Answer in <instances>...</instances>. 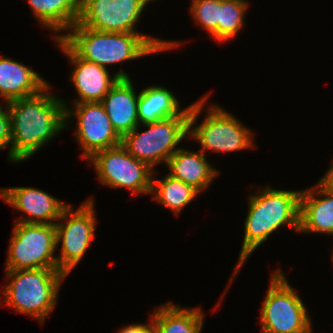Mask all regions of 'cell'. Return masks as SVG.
<instances>
[{"mask_svg": "<svg viewBox=\"0 0 333 333\" xmlns=\"http://www.w3.org/2000/svg\"><path fill=\"white\" fill-rule=\"evenodd\" d=\"M148 130L139 133V125L126 134L121 144L134 158L152 169L160 162L167 163L178 150L177 145L189 135V116H175L143 124Z\"/></svg>", "mask_w": 333, "mask_h": 333, "instance_id": "obj_7", "label": "cell"}, {"mask_svg": "<svg viewBox=\"0 0 333 333\" xmlns=\"http://www.w3.org/2000/svg\"><path fill=\"white\" fill-rule=\"evenodd\" d=\"M6 275L11 281L2 289L3 303L44 323L66 275L51 268L6 270Z\"/></svg>", "mask_w": 333, "mask_h": 333, "instance_id": "obj_4", "label": "cell"}, {"mask_svg": "<svg viewBox=\"0 0 333 333\" xmlns=\"http://www.w3.org/2000/svg\"><path fill=\"white\" fill-rule=\"evenodd\" d=\"M13 229L6 270L58 269L55 224L15 222Z\"/></svg>", "mask_w": 333, "mask_h": 333, "instance_id": "obj_8", "label": "cell"}, {"mask_svg": "<svg viewBox=\"0 0 333 333\" xmlns=\"http://www.w3.org/2000/svg\"><path fill=\"white\" fill-rule=\"evenodd\" d=\"M178 102L174 94L165 87H147L139 93L137 109L139 125L175 116H189L190 106L180 110Z\"/></svg>", "mask_w": 333, "mask_h": 333, "instance_id": "obj_19", "label": "cell"}, {"mask_svg": "<svg viewBox=\"0 0 333 333\" xmlns=\"http://www.w3.org/2000/svg\"><path fill=\"white\" fill-rule=\"evenodd\" d=\"M326 191L333 194V163L329 170L324 174L321 180L318 182Z\"/></svg>", "mask_w": 333, "mask_h": 333, "instance_id": "obj_27", "label": "cell"}, {"mask_svg": "<svg viewBox=\"0 0 333 333\" xmlns=\"http://www.w3.org/2000/svg\"><path fill=\"white\" fill-rule=\"evenodd\" d=\"M244 0H221L218 22V41L225 42L237 36L244 26V15L248 9Z\"/></svg>", "mask_w": 333, "mask_h": 333, "instance_id": "obj_23", "label": "cell"}, {"mask_svg": "<svg viewBox=\"0 0 333 333\" xmlns=\"http://www.w3.org/2000/svg\"><path fill=\"white\" fill-rule=\"evenodd\" d=\"M87 0H75V2L81 6L82 4H84Z\"/></svg>", "mask_w": 333, "mask_h": 333, "instance_id": "obj_28", "label": "cell"}, {"mask_svg": "<svg viewBox=\"0 0 333 333\" xmlns=\"http://www.w3.org/2000/svg\"><path fill=\"white\" fill-rule=\"evenodd\" d=\"M71 33L59 39L76 57L105 67L167 51L180 46L177 41L154 39L139 33L102 32L83 27L79 22L68 28ZM60 35V36H59Z\"/></svg>", "mask_w": 333, "mask_h": 333, "instance_id": "obj_2", "label": "cell"}, {"mask_svg": "<svg viewBox=\"0 0 333 333\" xmlns=\"http://www.w3.org/2000/svg\"><path fill=\"white\" fill-rule=\"evenodd\" d=\"M33 14L42 26L62 32L74 26L80 17L75 0H28Z\"/></svg>", "mask_w": 333, "mask_h": 333, "instance_id": "obj_21", "label": "cell"}, {"mask_svg": "<svg viewBox=\"0 0 333 333\" xmlns=\"http://www.w3.org/2000/svg\"><path fill=\"white\" fill-rule=\"evenodd\" d=\"M87 161L94 165L103 184L128 188L134 195L151 193L153 169L131 156L122 144L98 151Z\"/></svg>", "mask_w": 333, "mask_h": 333, "instance_id": "obj_9", "label": "cell"}, {"mask_svg": "<svg viewBox=\"0 0 333 333\" xmlns=\"http://www.w3.org/2000/svg\"><path fill=\"white\" fill-rule=\"evenodd\" d=\"M300 195L301 190L285 191L270 187L249 197L242 248L230 284L247 257L280 226L287 225L299 231Z\"/></svg>", "mask_w": 333, "mask_h": 333, "instance_id": "obj_3", "label": "cell"}, {"mask_svg": "<svg viewBox=\"0 0 333 333\" xmlns=\"http://www.w3.org/2000/svg\"><path fill=\"white\" fill-rule=\"evenodd\" d=\"M204 97L190 105L188 135L200 143L203 153L206 150L224 153L255 147L251 130L220 106H210L204 121L194 127L208 95Z\"/></svg>", "mask_w": 333, "mask_h": 333, "instance_id": "obj_5", "label": "cell"}, {"mask_svg": "<svg viewBox=\"0 0 333 333\" xmlns=\"http://www.w3.org/2000/svg\"><path fill=\"white\" fill-rule=\"evenodd\" d=\"M270 282L261 308V333H311L310 316L282 271L276 270Z\"/></svg>", "mask_w": 333, "mask_h": 333, "instance_id": "obj_6", "label": "cell"}, {"mask_svg": "<svg viewBox=\"0 0 333 333\" xmlns=\"http://www.w3.org/2000/svg\"><path fill=\"white\" fill-rule=\"evenodd\" d=\"M154 178H152L151 189V194L154 193L153 199L171 209L174 213L183 210L200 193L193 186L169 174L162 180L157 178L155 180Z\"/></svg>", "mask_w": 333, "mask_h": 333, "instance_id": "obj_22", "label": "cell"}, {"mask_svg": "<svg viewBox=\"0 0 333 333\" xmlns=\"http://www.w3.org/2000/svg\"><path fill=\"white\" fill-rule=\"evenodd\" d=\"M93 203L90 198L75 211L68 204L59 218L60 221L66 219V222L55 224L57 246L62 242L61 255L57 257L58 269L66 276L82 259L95 236Z\"/></svg>", "mask_w": 333, "mask_h": 333, "instance_id": "obj_10", "label": "cell"}, {"mask_svg": "<svg viewBox=\"0 0 333 333\" xmlns=\"http://www.w3.org/2000/svg\"><path fill=\"white\" fill-rule=\"evenodd\" d=\"M150 324H129L127 326L122 327L119 331V333H153L151 328V322Z\"/></svg>", "mask_w": 333, "mask_h": 333, "instance_id": "obj_26", "label": "cell"}, {"mask_svg": "<svg viewBox=\"0 0 333 333\" xmlns=\"http://www.w3.org/2000/svg\"><path fill=\"white\" fill-rule=\"evenodd\" d=\"M65 126L68 118L76 115V139L83 149L82 156L90 159L96 152L121 144L122 138L116 133L101 102L75 104V111L65 104ZM73 112V113H72ZM71 116V117H70Z\"/></svg>", "mask_w": 333, "mask_h": 333, "instance_id": "obj_11", "label": "cell"}, {"mask_svg": "<svg viewBox=\"0 0 333 333\" xmlns=\"http://www.w3.org/2000/svg\"><path fill=\"white\" fill-rule=\"evenodd\" d=\"M150 1L155 0H87L78 22L102 32L137 33V20Z\"/></svg>", "mask_w": 333, "mask_h": 333, "instance_id": "obj_12", "label": "cell"}, {"mask_svg": "<svg viewBox=\"0 0 333 333\" xmlns=\"http://www.w3.org/2000/svg\"><path fill=\"white\" fill-rule=\"evenodd\" d=\"M191 13L195 21L218 40L221 0H192Z\"/></svg>", "mask_w": 333, "mask_h": 333, "instance_id": "obj_24", "label": "cell"}, {"mask_svg": "<svg viewBox=\"0 0 333 333\" xmlns=\"http://www.w3.org/2000/svg\"><path fill=\"white\" fill-rule=\"evenodd\" d=\"M48 84L26 65L9 58H0V95L4 101L34 96Z\"/></svg>", "mask_w": 333, "mask_h": 333, "instance_id": "obj_17", "label": "cell"}, {"mask_svg": "<svg viewBox=\"0 0 333 333\" xmlns=\"http://www.w3.org/2000/svg\"><path fill=\"white\" fill-rule=\"evenodd\" d=\"M11 145V118L9 111L0 104V150Z\"/></svg>", "mask_w": 333, "mask_h": 333, "instance_id": "obj_25", "label": "cell"}, {"mask_svg": "<svg viewBox=\"0 0 333 333\" xmlns=\"http://www.w3.org/2000/svg\"><path fill=\"white\" fill-rule=\"evenodd\" d=\"M206 160L202 151L198 153L178 148L168 159L166 165L170 170L169 175L201 192L206 190L214 177L220 173Z\"/></svg>", "mask_w": 333, "mask_h": 333, "instance_id": "obj_18", "label": "cell"}, {"mask_svg": "<svg viewBox=\"0 0 333 333\" xmlns=\"http://www.w3.org/2000/svg\"><path fill=\"white\" fill-rule=\"evenodd\" d=\"M130 78H119L104 96L106 114L116 133L123 138L139 125L138 98Z\"/></svg>", "mask_w": 333, "mask_h": 333, "instance_id": "obj_15", "label": "cell"}, {"mask_svg": "<svg viewBox=\"0 0 333 333\" xmlns=\"http://www.w3.org/2000/svg\"><path fill=\"white\" fill-rule=\"evenodd\" d=\"M0 197L27 214V218L19 219L17 223L56 224L68 206L45 191L32 187L0 188Z\"/></svg>", "mask_w": 333, "mask_h": 333, "instance_id": "obj_13", "label": "cell"}, {"mask_svg": "<svg viewBox=\"0 0 333 333\" xmlns=\"http://www.w3.org/2000/svg\"><path fill=\"white\" fill-rule=\"evenodd\" d=\"M56 41L70 59V62L76 67L73 69L71 78L80 98L76 99L74 104L101 102L119 78H130L126 72L122 71L111 77L107 68L76 57L59 39H56Z\"/></svg>", "mask_w": 333, "mask_h": 333, "instance_id": "obj_14", "label": "cell"}, {"mask_svg": "<svg viewBox=\"0 0 333 333\" xmlns=\"http://www.w3.org/2000/svg\"><path fill=\"white\" fill-rule=\"evenodd\" d=\"M153 333H201L204 314L200 308H183L165 303L151 316Z\"/></svg>", "mask_w": 333, "mask_h": 333, "instance_id": "obj_20", "label": "cell"}, {"mask_svg": "<svg viewBox=\"0 0 333 333\" xmlns=\"http://www.w3.org/2000/svg\"><path fill=\"white\" fill-rule=\"evenodd\" d=\"M298 232L333 235V194L319 183L313 189L301 190Z\"/></svg>", "mask_w": 333, "mask_h": 333, "instance_id": "obj_16", "label": "cell"}, {"mask_svg": "<svg viewBox=\"0 0 333 333\" xmlns=\"http://www.w3.org/2000/svg\"><path fill=\"white\" fill-rule=\"evenodd\" d=\"M49 87L50 84L34 96L6 102L11 118V146L8 153L11 162L30 158L66 128L65 102L49 94Z\"/></svg>", "mask_w": 333, "mask_h": 333, "instance_id": "obj_1", "label": "cell"}]
</instances>
